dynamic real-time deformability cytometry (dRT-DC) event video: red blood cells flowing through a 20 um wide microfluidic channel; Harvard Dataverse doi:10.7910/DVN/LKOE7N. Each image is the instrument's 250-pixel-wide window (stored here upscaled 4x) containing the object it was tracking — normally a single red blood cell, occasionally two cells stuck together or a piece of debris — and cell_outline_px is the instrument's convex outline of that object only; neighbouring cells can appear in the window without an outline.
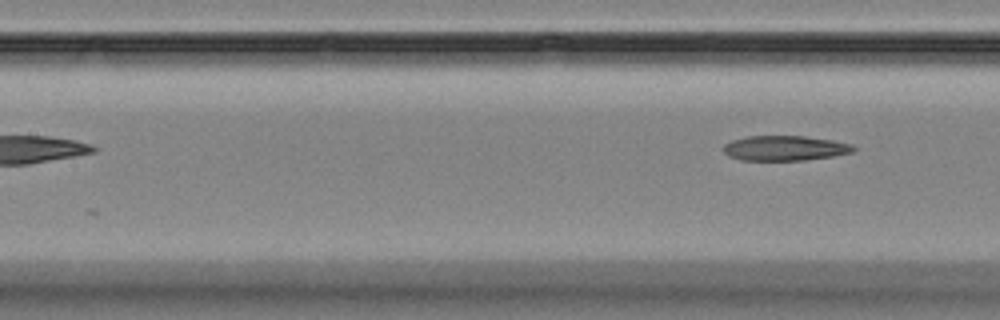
{"species": "Egyptian fruit bat (a non-hibernating species)", "species_latin": "Rousettus aegyptiacus", "temperature_condition": "room temperature", "stored_images_in_passage": 6, "segment_of_instrument_passage": [2, 2], "camera_frame_rate_fps": 3000, "um_per_image_px": 0.085, "animal": {"sex": "female"}, "frame": {"image": 1, "passage_image": 6, "time_ms": 6.667, "image_size_px": [1000, 320], "cell_outline_px": [[856, 152], [832, 156], [804, 160], [740, 160], [724, 152], [724, 144], [732, 140], [744, 136], [804, 136], [832, 140], [852, 144], [856, 148]], "centroid_in_image_um": [66.75, 12.58], "position_along_channel_um": 140.7, "area_um2": 18.9}}